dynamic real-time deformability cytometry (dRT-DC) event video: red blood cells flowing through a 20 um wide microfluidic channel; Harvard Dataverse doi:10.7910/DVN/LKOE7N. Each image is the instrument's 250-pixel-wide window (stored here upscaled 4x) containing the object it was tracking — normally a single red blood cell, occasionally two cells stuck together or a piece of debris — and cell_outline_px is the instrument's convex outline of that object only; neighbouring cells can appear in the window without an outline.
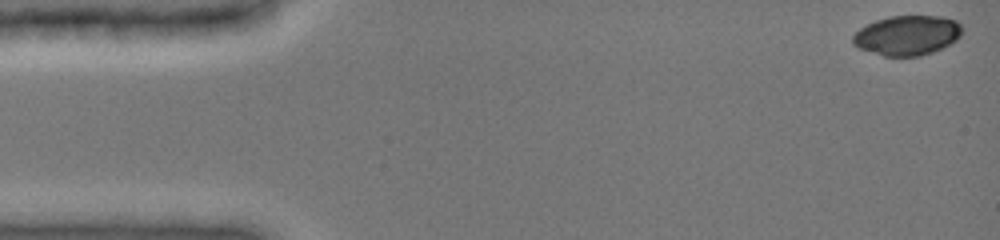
{"species": "common noctule bat (a hibernating species)", "species_latin": "Nyctalus noctula", "temperature_condition": "cold", "stored_images_in_passage": 9, "camera_frame_rate_fps": 3000, "um_per_image_px": 0.085, "animal": {"sex": "female", "body_mass_g": 19.0, "forearm_length_mm": 51.5}, "frame": {"image": 1, "passage_image": 1, "time_ms": 0.0, "image_size_px": [1000, 240], "cell_outline_px": [[964, 32], [956, 40], [932, 52], [920, 56], [884, 56], [856, 48], [852, 44], [852, 36], [860, 28], [876, 20], [888, 16], [944, 16], [956, 20], [964, 28]], "centroid_in_image_um": [77.11, 3.0], "position_along_channel_um": 7.9, "area_um2": 25.55}}
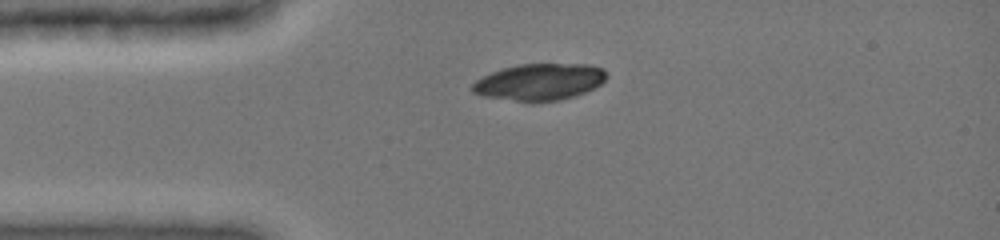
{"frame": {"image": 2, "passage_image": 8, "time_ms": 3.333, "image_size_px": [1000, 240], "cell_outline_px": [[608, 76], [600, 84], [584, 92], [560, 100], [516, 100], [484, 96], [472, 92], [468, 88], [476, 80], [492, 72], [516, 64], [592, 64], [604, 68], [608, 72]], "centroid_in_image_um": [45.88, 6.93], "position_along_channel_um": 39.1, "area_um2": 28.32}}